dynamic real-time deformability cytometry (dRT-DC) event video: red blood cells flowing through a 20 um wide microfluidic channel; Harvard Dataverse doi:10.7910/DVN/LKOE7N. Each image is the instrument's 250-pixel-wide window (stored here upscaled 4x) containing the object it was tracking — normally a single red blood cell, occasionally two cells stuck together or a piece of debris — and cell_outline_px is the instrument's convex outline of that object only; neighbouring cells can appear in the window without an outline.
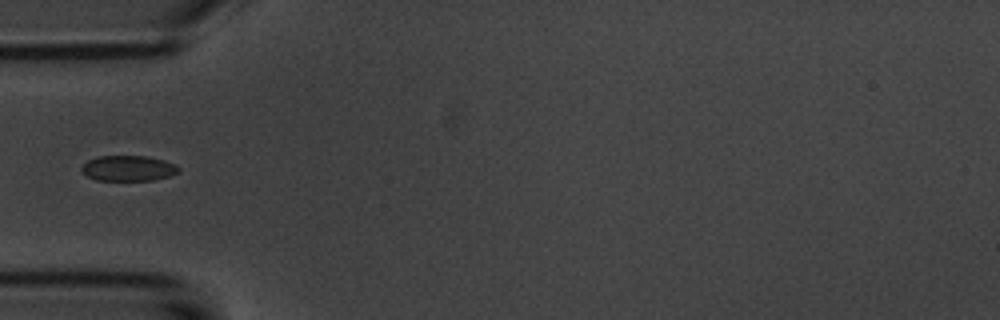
{"species": "common noctule bat (a hibernating species)", "species_latin": "Nyctalus noctula", "temperature_condition": "room temperature", "stored_images_in_passage": 8, "camera_frame_rate_fps": 3000, "um_per_image_px": 0.085, "animal": {"sex": "male", "body_mass_g": 20.1, "forearm_length_mm": 53.5}, "frame": {"image": 1, "passage_image": 6, "time_ms": 5.667, "image_size_px": [1000, 320], "cell_outline_px": [[180, 172], [168, 176], [152, 180], [96, 180], [88, 176], [80, 168], [88, 160], [96, 156], [148, 156], [164, 160], [176, 164], [180, 168]], "centroid_in_image_um": [10.93, 14.29], "position_along_channel_um": 74.1, "area_um2": 14.39}}
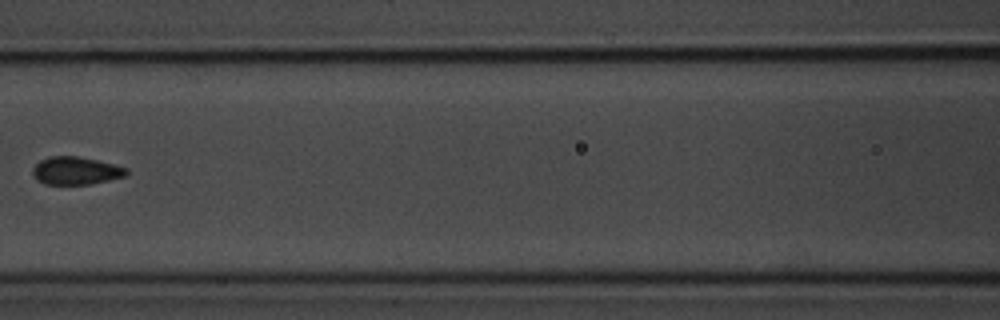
{"frame": {"image": 2, "passage_image": 8, "time_ms": 8.0, "image_size_px": [1000, 320], "cell_outline_px": [[128, 172], [124, 176], [92, 184], [44, 184], [36, 180], [32, 172], [32, 168], [40, 160], [52, 156], [76, 156], [96, 160], [128, 168]], "centroid_in_image_um": [6.41, 14.51], "position_along_channel_um": 160.2, "area_um2": 15.09}}